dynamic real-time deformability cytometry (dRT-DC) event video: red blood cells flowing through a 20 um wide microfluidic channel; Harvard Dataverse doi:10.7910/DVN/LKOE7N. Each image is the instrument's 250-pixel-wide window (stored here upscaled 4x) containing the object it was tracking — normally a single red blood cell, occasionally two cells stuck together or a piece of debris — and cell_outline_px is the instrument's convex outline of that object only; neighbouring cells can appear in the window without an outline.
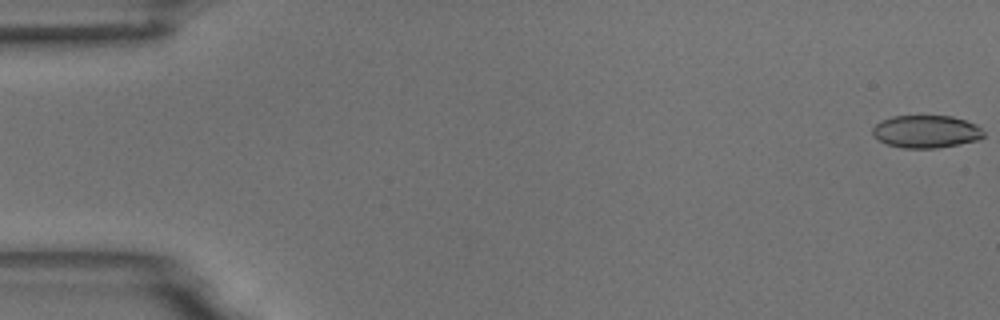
{"species": "common noctule bat (a hibernating species)", "species_latin": "Nyctalus noctula", "temperature_condition": "room temperature", "stored_images_in_passage": 15, "camera_frame_rate_fps": 3000, "um_per_image_px": 0.085, "animal": {"sex": "male", "body_mass_g": 18.8}, "frame": {"image": 1, "passage_image": 1, "time_ms": 0.0, "image_size_px": [1000, 320], "cell_outline_px": [[984, 136], [980, 140], [936, 148], [904, 148], [888, 144], [872, 136], [872, 128], [880, 120], [892, 116], [952, 116], [976, 124], [984, 132]], "centroid_in_image_um": [78.71, 11.18], "position_along_channel_um": 6.3, "area_um2": 21.15}}
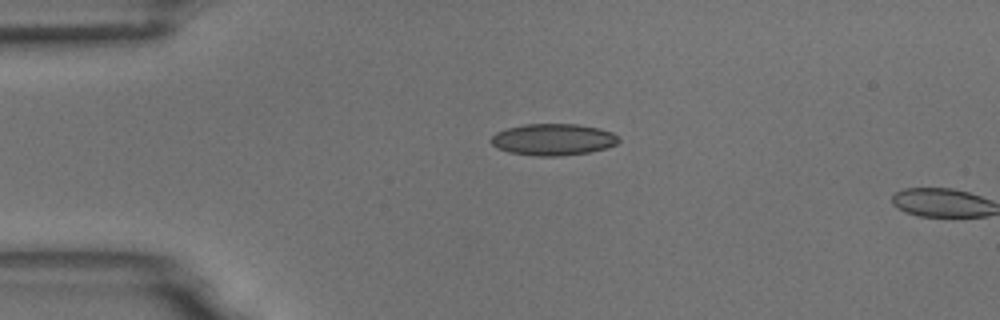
{"frame": {"image": 2, "passage_image": 13, "time_ms": 4.0, "image_size_px": [1000, 320], "cell_outline_px": [[620, 140], [616, 144], [604, 148], [588, 152], [560, 156], [536, 156], [508, 152], [496, 148], [488, 140], [496, 132], [508, 128], [524, 124], [576, 124], [600, 128], [612, 132]], "centroid_in_image_um": [46.97, 11.86], "position_along_channel_um": 38.0, "area_um2": 23.52}}